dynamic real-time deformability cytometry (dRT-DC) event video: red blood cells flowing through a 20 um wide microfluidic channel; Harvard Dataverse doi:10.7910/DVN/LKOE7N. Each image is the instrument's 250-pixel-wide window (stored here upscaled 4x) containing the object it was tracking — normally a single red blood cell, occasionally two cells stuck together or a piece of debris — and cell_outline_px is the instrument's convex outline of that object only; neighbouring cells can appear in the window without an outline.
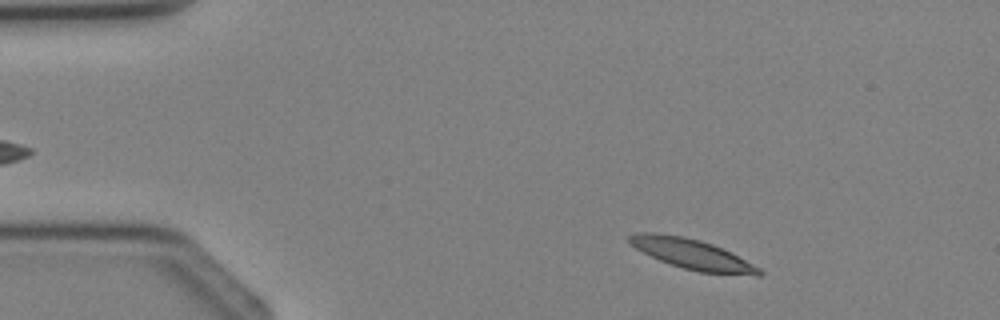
{"species": "Egyptian fruit bat (a non-hibernating species)", "species_latin": "Rousettus aegyptiacus", "temperature_condition": "cold", "stored_images_in_passage": 2, "camera_frame_rate_fps": 3000, "um_per_image_px": 0.085, "animal": {"sex": "female"}, "frame": {"image": 1, "passage_image": 2, "time_ms": 1.0, "image_size_px": [1000, 320], "cell_outline_px": [[764, 272], [760, 276], [756, 276], [700, 272], [684, 268], [660, 260], [636, 248], [628, 240], [628, 236], [636, 232], [652, 232], [680, 236], [700, 240], [712, 244], [760, 268]], "centroid_in_image_um": [58.83, 21.61], "position_along_channel_um": 26.2, "area_um2": 22.25}}